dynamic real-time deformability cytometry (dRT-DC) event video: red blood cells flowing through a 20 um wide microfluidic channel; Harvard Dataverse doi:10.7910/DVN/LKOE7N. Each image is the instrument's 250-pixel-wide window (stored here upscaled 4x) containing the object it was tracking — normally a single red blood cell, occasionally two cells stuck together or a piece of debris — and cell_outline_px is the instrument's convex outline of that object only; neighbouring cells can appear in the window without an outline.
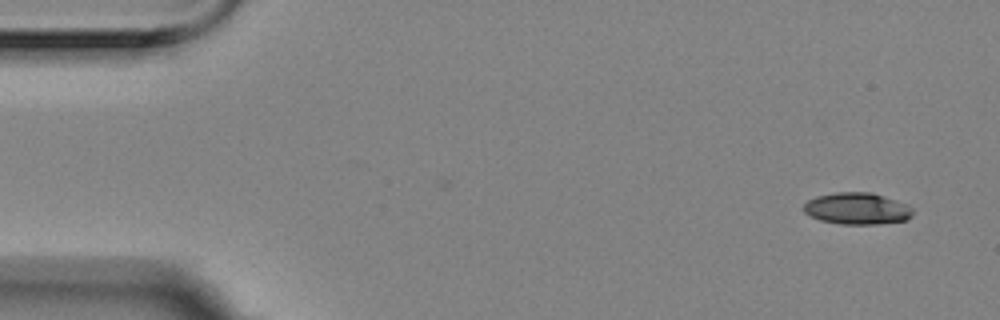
{"species": "Egyptian fruit bat (a non-hibernating species)", "species_latin": "Rousettus aegyptiacus", "temperature_condition": "room temperature", "stored_images_in_passage": 8, "camera_frame_rate_fps": 3000, "um_per_image_px": 0.085, "animal": {"sex": "female"}, "frame": {"image": 1, "passage_image": 1, "time_ms": 0.0, "image_size_px": [1000, 320], "cell_outline_px": [[912, 216], [908, 220], [876, 224], [840, 224], [820, 220], [804, 212], [804, 204], [808, 200], [816, 196], [836, 192], [872, 192], [908, 204], [912, 208]], "centroid_in_image_um": [72.87, 17.72], "position_along_channel_um": 12.1, "area_um2": 20.23}}
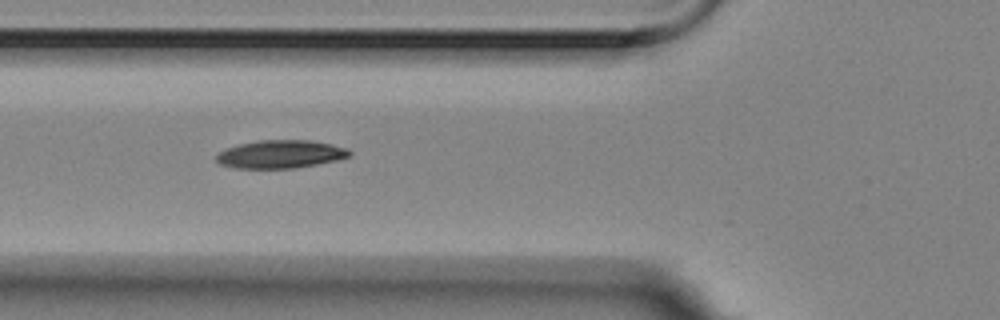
{"frame": {"image": 2, "passage_image": 6, "time_ms": 1.667, "image_size_px": [1000, 320], "cell_outline_px": [[352, 156], [336, 160], [296, 168], [236, 168], [220, 164], [216, 160], [216, 156], [220, 152], [228, 148], [240, 144], [260, 140], [312, 140], [332, 144], [348, 148], [352, 152]], "centroid_in_image_um": [23.9, 13.1], "position_along_channel_um": 101.9, "area_um2": 21.73}}
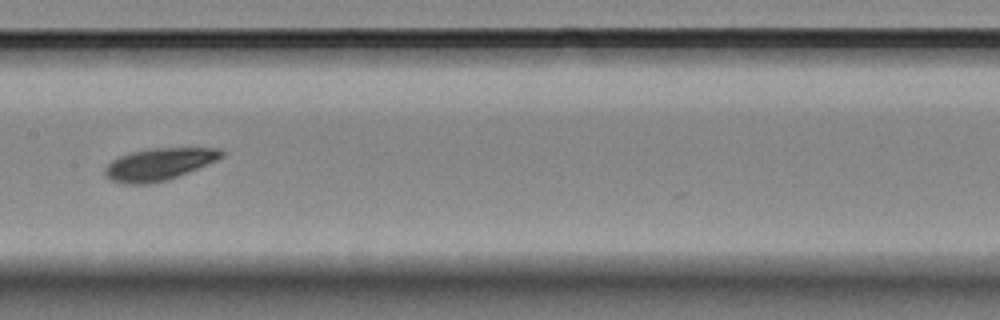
{"frame": {"image": 3, "passage_image": 8, "time_ms": 2.333, "image_size_px": [1000, 320], "cell_outline_px": [[224, 156], [216, 160], [188, 172], [168, 180], [148, 184], [120, 184], [108, 180], [104, 172], [104, 168], [112, 160], [120, 156], [132, 152], [152, 148], [220, 148], [224, 152]], "centroid_in_image_um": [13.48, 13.97], "position_along_channel_um": 193.9, "area_um2": 21.85}}